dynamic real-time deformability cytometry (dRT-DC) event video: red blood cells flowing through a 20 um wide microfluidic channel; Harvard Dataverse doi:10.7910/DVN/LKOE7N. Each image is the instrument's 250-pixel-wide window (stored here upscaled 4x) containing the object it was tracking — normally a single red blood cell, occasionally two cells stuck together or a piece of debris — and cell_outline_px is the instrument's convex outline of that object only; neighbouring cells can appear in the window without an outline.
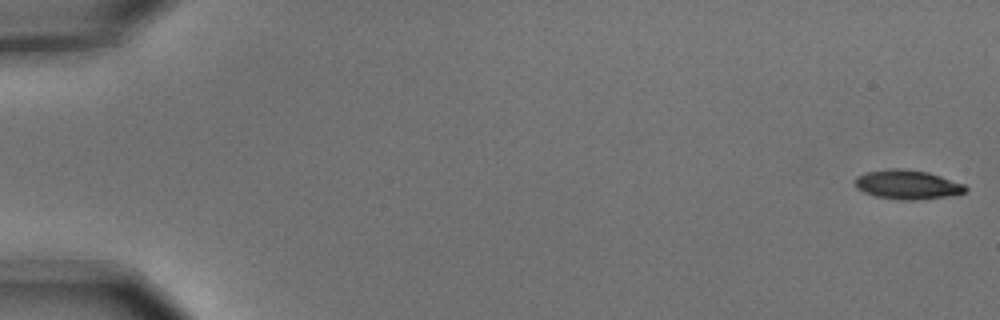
{"species": "common noctule bat (a hibernating species)", "species_latin": "Nyctalus noctula", "temperature_condition": "cold", "stored_images_in_passage": 5, "camera_frame_rate_fps": 3000, "um_per_image_px": 0.085, "animal": {"sex": "male", "body_mass_g": 15.6}, "frame": {"image": 1, "passage_image": 1, "time_ms": 0.0, "image_size_px": [1000, 320], "cell_outline_px": [[968, 188], [964, 192], [956, 196], [912, 200], [900, 200], [876, 196], [864, 192], [856, 188], [856, 176], [868, 172], [888, 168], [900, 168], [928, 172], [964, 184]], "centroid_in_image_um": [77.16, 15.7], "position_along_channel_um": 7.8, "area_um2": 18.84}}
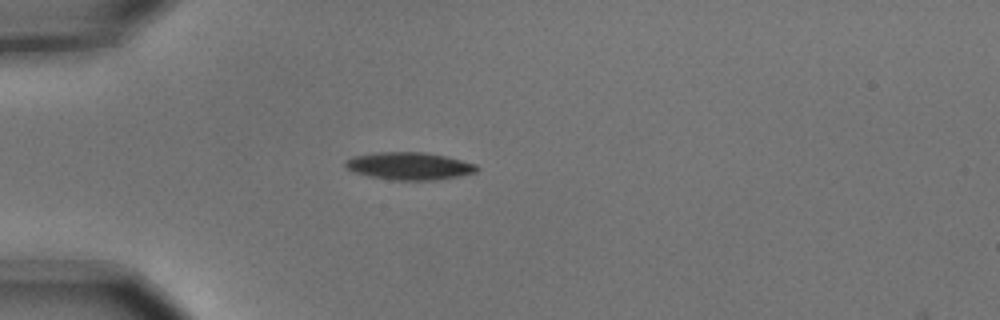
{"frame": {"image": 2, "passage_image": 5, "time_ms": 1.333, "image_size_px": [1000, 320], "cell_outline_px": [[480, 168], [476, 172], [460, 176], [436, 180], [392, 180], [368, 176], [352, 172], [344, 168], [344, 160], [352, 156], [376, 152], [424, 152], [444, 156], [476, 164]], "centroid_in_image_um": [34.73, 14.11], "position_along_channel_um": 50.3, "area_um2": 21.33}}